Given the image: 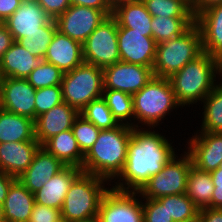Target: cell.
I'll return each instance as SVG.
<instances>
[{
    "instance_id": "cell-1",
    "label": "cell",
    "mask_w": 222,
    "mask_h": 222,
    "mask_svg": "<svg viewBox=\"0 0 222 222\" xmlns=\"http://www.w3.org/2000/svg\"><path fill=\"white\" fill-rule=\"evenodd\" d=\"M173 150L168 140L155 131H143L134 127L125 166L118 176L125 180V184L119 182V185L112 188L139 191L152 175L159 173L164 165L176 156Z\"/></svg>"
},
{
    "instance_id": "cell-2",
    "label": "cell",
    "mask_w": 222,
    "mask_h": 222,
    "mask_svg": "<svg viewBox=\"0 0 222 222\" xmlns=\"http://www.w3.org/2000/svg\"><path fill=\"white\" fill-rule=\"evenodd\" d=\"M130 123L120 124L113 129L101 130L98 139L84 155L82 170L106 180L118 177L128 154V144L134 127Z\"/></svg>"
},
{
    "instance_id": "cell-3",
    "label": "cell",
    "mask_w": 222,
    "mask_h": 222,
    "mask_svg": "<svg viewBox=\"0 0 222 222\" xmlns=\"http://www.w3.org/2000/svg\"><path fill=\"white\" fill-rule=\"evenodd\" d=\"M215 57L203 52L169 79L180 106L202 101L216 86ZM216 73V74H215Z\"/></svg>"
},
{
    "instance_id": "cell-4",
    "label": "cell",
    "mask_w": 222,
    "mask_h": 222,
    "mask_svg": "<svg viewBox=\"0 0 222 222\" xmlns=\"http://www.w3.org/2000/svg\"><path fill=\"white\" fill-rule=\"evenodd\" d=\"M202 53L201 32L194 23L182 35L157 44L153 74L168 79Z\"/></svg>"
},
{
    "instance_id": "cell-5",
    "label": "cell",
    "mask_w": 222,
    "mask_h": 222,
    "mask_svg": "<svg viewBox=\"0 0 222 222\" xmlns=\"http://www.w3.org/2000/svg\"><path fill=\"white\" fill-rule=\"evenodd\" d=\"M104 178L82 172L70 186L61 209L62 219L80 221L97 217L104 194Z\"/></svg>"
},
{
    "instance_id": "cell-6",
    "label": "cell",
    "mask_w": 222,
    "mask_h": 222,
    "mask_svg": "<svg viewBox=\"0 0 222 222\" xmlns=\"http://www.w3.org/2000/svg\"><path fill=\"white\" fill-rule=\"evenodd\" d=\"M132 99L134 118L152 127L171 109L180 106L169 79L155 76L140 91L133 94Z\"/></svg>"
},
{
    "instance_id": "cell-7",
    "label": "cell",
    "mask_w": 222,
    "mask_h": 222,
    "mask_svg": "<svg viewBox=\"0 0 222 222\" xmlns=\"http://www.w3.org/2000/svg\"><path fill=\"white\" fill-rule=\"evenodd\" d=\"M61 87L63 101L80 113L91 101L102 97L103 68L83 63L64 73Z\"/></svg>"
},
{
    "instance_id": "cell-8",
    "label": "cell",
    "mask_w": 222,
    "mask_h": 222,
    "mask_svg": "<svg viewBox=\"0 0 222 222\" xmlns=\"http://www.w3.org/2000/svg\"><path fill=\"white\" fill-rule=\"evenodd\" d=\"M117 33L118 23L110 15L82 44L84 63L105 68L121 61Z\"/></svg>"
},
{
    "instance_id": "cell-9",
    "label": "cell",
    "mask_w": 222,
    "mask_h": 222,
    "mask_svg": "<svg viewBox=\"0 0 222 222\" xmlns=\"http://www.w3.org/2000/svg\"><path fill=\"white\" fill-rule=\"evenodd\" d=\"M186 154L182 159L174 156L169 160L159 173L149 178L138 193L149 199L186 193L187 178L193 165L190 155Z\"/></svg>"
},
{
    "instance_id": "cell-10",
    "label": "cell",
    "mask_w": 222,
    "mask_h": 222,
    "mask_svg": "<svg viewBox=\"0 0 222 222\" xmlns=\"http://www.w3.org/2000/svg\"><path fill=\"white\" fill-rule=\"evenodd\" d=\"M135 194L138 191L108 189L99 206V222H144L143 202Z\"/></svg>"
},
{
    "instance_id": "cell-11",
    "label": "cell",
    "mask_w": 222,
    "mask_h": 222,
    "mask_svg": "<svg viewBox=\"0 0 222 222\" xmlns=\"http://www.w3.org/2000/svg\"><path fill=\"white\" fill-rule=\"evenodd\" d=\"M154 77L152 68L119 61L103 68L104 90L140 91Z\"/></svg>"
},
{
    "instance_id": "cell-12",
    "label": "cell",
    "mask_w": 222,
    "mask_h": 222,
    "mask_svg": "<svg viewBox=\"0 0 222 222\" xmlns=\"http://www.w3.org/2000/svg\"><path fill=\"white\" fill-rule=\"evenodd\" d=\"M107 17L102 10L71 5L55 21L57 23V30L83 44L88 36Z\"/></svg>"
},
{
    "instance_id": "cell-13",
    "label": "cell",
    "mask_w": 222,
    "mask_h": 222,
    "mask_svg": "<svg viewBox=\"0 0 222 222\" xmlns=\"http://www.w3.org/2000/svg\"><path fill=\"white\" fill-rule=\"evenodd\" d=\"M35 92L27 79L0 78L1 108L34 121Z\"/></svg>"
},
{
    "instance_id": "cell-14",
    "label": "cell",
    "mask_w": 222,
    "mask_h": 222,
    "mask_svg": "<svg viewBox=\"0 0 222 222\" xmlns=\"http://www.w3.org/2000/svg\"><path fill=\"white\" fill-rule=\"evenodd\" d=\"M117 38L122 62L152 68L157 47L152 36H145V33L131 28H118Z\"/></svg>"
},
{
    "instance_id": "cell-15",
    "label": "cell",
    "mask_w": 222,
    "mask_h": 222,
    "mask_svg": "<svg viewBox=\"0 0 222 222\" xmlns=\"http://www.w3.org/2000/svg\"><path fill=\"white\" fill-rule=\"evenodd\" d=\"M190 140L188 154L196 168L211 172L222 162V132H201Z\"/></svg>"
},
{
    "instance_id": "cell-16",
    "label": "cell",
    "mask_w": 222,
    "mask_h": 222,
    "mask_svg": "<svg viewBox=\"0 0 222 222\" xmlns=\"http://www.w3.org/2000/svg\"><path fill=\"white\" fill-rule=\"evenodd\" d=\"M43 61L55 65L63 73L70 72L84 63L82 44L56 30Z\"/></svg>"
},
{
    "instance_id": "cell-17",
    "label": "cell",
    "mask_w": 222,
    "mask_h": 222,
    "mask_svg": "<svg viewBox=\"0 0 222 222\" xmlns=\"http://www.w3.org/2000/svg\"><path fill=\"white\" fill-rule=\"evenodd\" d=\"M51 18L36 0H23L19 8L4 22L14 41L39 31Z\"/></svg>"
},
{
    "instance_id": "cell-18",
    "label": "cell",
    "mask_w": 222,
    "mask_h": 222,
    "mask_svg": "<svg viewBox=\"0 0 222 222\" xmlns=\"http://www.w3.org/2000/svg\"><path fill=\"white\" fill-rule=\"evenodd\" d=\"M64 167L65 165L59 159L40 146L30 166L17 180L31 193H34L42 188L50 178L60 172Z\"/></svg>"
},
{
    "instance_id": "cell-19",
    "label": "cell",
    "mask_w": 222,
    "mask_h": 222,
    "mask_svg": "<svg viewBox=\"0 0 222 222\" xmlns=\"http://www.w3.org/2000/svg\"><path fill=\"white\" fill-rule=\"evenodd\" d=\"M78 115L79 112L65 102L53 107L35 119V138L42 145L52 136L72 129Z\"/></svg>"
},
{
    "instance_id": "cell-20",
    "label": "cell",
    "mask_w": 222,
    "mask_h": 222,
    "mask_svg": "<svg viewBox=\"0 0 222 222\" xmlns=\"http://www.w3.org/2000/svg\"><path fill=\"white\" fill-rule=\"evenodd\" d=\"M82 172L79 167L65 166L34 192L35 203L61 210L70 186Z\"/></svg>"
},
{
    "instance_id": "cell-21",
    "label": "cell",
    "mask_w": 222,
    "mask_h": 222,
    "mask_svg": "<svg viewBox=\"0 0 222 222\" xmlns=\"http://www.w3.org/2000/svg\"><path fill=\"white\" fill-rule=\"evenodd\" d=\"M40 146L38 141L1 143L0 170L18 178L30 166Z\"/></svg>"
},
{
    "instance_id": "cell-22",
    "label": "cell",
    "mask_w": 222,
    "mask_h": 222,
    "mask_svg": "<svg viewBox=\"0 0 222 222\" xmlns=\"http://www.w3.org/2000/svg\"><path fill=\"white\" fill-rule=\"evenodd\" d=\"M203 52L215 57L222 52V4L213 5L195 17Z\"/></svg>"
},
{
    "instance_id": "cell-23",
    "label": "cell",
    "mask_w": 222,
    "mask_h": 222,
    "mask_svg": "<svg viewBox=\"0 0 222 222\" xmlns=\"http://www.w3.org/2000/svg\"><path fill=\"white\" fill-rule=\"evenodd\" d=\"M42 61L15 41L0 59V78L26 79Z\"/></svg>"
},
{
    "instance_id": "cell-24",
    "label": "cell",
    "mask_w": 222,
    "mask_h": 222,
    "mask_svg": "<svg viewBox=\"0 0 222 222\" xmlns=\"http://www.w3.org/2000/svg\"><path fill=\"white\" fill-rule=\"evenodd\" d=\"M34 204V193L16 179L9 187L3 203L6 222H28Z\"/></svg>"
},
{
    "instance_id": "cell-25",
    "label": "cell",
    "mask_w": 222,
    "mask_h": 222,
    "mask_svg": "<svg viewBox=\"0 0 222 222\" xmlns=\"http://www.w3.org/2000/svg\"><path fill=\"white\" fill-rule=\"evenodd\" d=\"M118 28H131L145 36H152V15L147 11L142 0H126L112 11Z\"/></svg>"
},
{
    "instance_id": "cell-26",
    "label": "cell",
    "mask_w": 222,
    "mask_h": 222,
    "mask_svg": "<svg viewBox=\"0 0 222 222\" xmlns=\"http://www.w3.org/2000/svg\"><path fill=\"white\" fill-rule=\"evenodd\" d=\"M37 141L34 120L0 109V144Z\"/></svg>"
},
{
    "instance_id": "cell-27",
    "label": "cell",
    "mask_w": 222,
    "mask_h": 222,
    "mask_svg": "<svg viewBox=\"0 0 222 222\" xmlns=\"http://www.w3.org/2000/svg\"><path fill=\"white\" fill-rule=\"evenodd\" d=\"M41 146L52 153L65 166L82 168L84 154L77 144L72 129L52 136Z\"/></svg>"
},
{
    "instance_id": "cell-28",
    "label": "cell",
    "mask_w": 222,
    "mask_h": 222,
    "mask_svg": "<svg viewBox=\"0 0 222 222\" xmlns=\"http://www.w3.org/2000/svg\"><path fill=\"white\" fill-rule=\"evenodd\" d=\"M213 191L211 173L192 165L187 178V196L199 209L211 208Z\"/></svg>"
},
{
    "instance_id": "cell-29",
    "label": "cell",
    "mask_w": 222,
    "mask_h": 222,
    "mask_svg": "<svg viewBox=\"0 0 222 222\" xmlns=\"http://www.w3.org/2000/svg\"><path fill=\"white\" fill-rule=\"evenodd\" d=\"M194 23L195 18L152 17V37L158 44L182 35Z\"/></svg>"
},
{
    "instance_id": "cell-30",
    "label": "cell",
    "mask_w": 222,
    "mask_h": 222,
    "mask_svg": "<svg viewBox=\"0 0 222 222\" xmlns=\"http://www.w3.org/2000/svg\"><path fill=\"white\" fill-rule=\"evenodd\" d=\"M152 17L195 18L191 0H142Z\"/></svg>"
},
{
    "instance_id": "cell-31",
    "label": "cell",
    "mask_w": 222,
    "mask_h": 222,
    "mask_svg": "<svg viewBox=\"0 0 222 222\" xmlns=\"http://www.w3.org/2000/svg\"><path fill=\"white\" fill-rule=\"evenodd\" d=\"M204 104L202 132H222V87L217 85L202 101Z\"/></svg>"
},
{
    "instance_id": "cell-32",
    "label": "cell",
    "mask_w": 222,
    "mask_h": 222,
    "mask_svg": "<svg viewBox=\"0 0 222 222\" xmlns=\"http://www.w3.org/2000/svg\"><path fill=\"white\" fill-rule=\"evenodd\" d=\"M56 30V21L50 19L45 25L39 28V31L25 34V37L18 39L17 42L32 55L44 58Z\"/></svg>"
},
{
    "instance_id": "cell-33",
    "label": "cell",
    "mask_w": 222,
    "mask_h": 222,
    "mask_svg": "<svg viewBox=\"0 0 222 222\" xmlns=\"http://www.w3.org/2000/svg\"><path fill=\"white\" fill-rule=\"evenodd\" d=\"M79 114L101 130L113 129L120 125L102 97L91 101Z\"/></svg>"
},
{
    "instance_id": "cell-34",
    "label": "cell",
    "mask_w": 222,
    "mask_h": 222,
    "mask_svg": "<svg viewBox=\"0 0 222 222\" xmlns=\"http://www.w3.org/2000/svg\"><path fill=\"white\" fill-rule=\"evenodd\" d=\"M102 98L106 101L112 115L120 124L134 116L132 95L119 90H104Z\"/></svg>"
},
{
    "instance_id": "cell-35",
    "label": "cell",
    "mask_w": 222,
    "mask_h": 222,
    "mask_svg": "<svg viewBox=\"0 0 222 222\" xmlns=\"http://www.w3.org/2000/svg\"><path fill=\"white\" fill-rule=\"evenodd\" d=\"M199 208L186 193L167 196V212L174 222H185L199 215Z\"/></svg>"
},
{
    "instance_id": "cell-36",
    "label": "cell",
    "mask_w": 222,
    "mask_h": 222,
    "mask_svg": "<svg viewBox=\"0 0 222 222\" xmlns=\"http://www.w3.org/2000/svg\"><path fill=\"white\" fill-rule=\"evenodd\" d=\"M64 73L55 65L42 61L26 78L29 84L35 88L61 86Z\"/></svg>"
},
{
    "instance_id": "cell-37",
    "label": "cell",
    "mask_w": 222,
    "mask_h": 222,
    "mask_svg": "<svg viewBox=\"0 0 222 222\" xmlns=\"http://www.w3.org/2000/svg\"><path fill=\"white\" fill-rule=\"evenodd\" d=\"M72 131L81 152L85 155L98 139L101 129L79 114L73 122Z\"/></svg>"
},
{
    "instance_id": "cell-38",
    "label": "cell",
    "mask_w": 222,
    "mask_h": 222,
    "mask_svg": "<svg viewBox=\"0 0 222 222\" xmlns=\"http://www.w3.org/2000/svg\"><path fill=\"white\" fill-rule=\"evenodd\" d=\"M62 87L51 86L36 89L35 92V119L51 110L53 107L63 103Z\"/></svg>"
},
{
    "instance_id": "cell-39",
    "label": "cell",
    "mask_w": 222,
    "mask_h": 222,
    "mask_svg": "<svg viewBox=\"0 0 222 222\" xmlns=\"http://www.w3.org/2000/svg\"><path fill=\"white\" fill-rule=\"evenodd\" d=\"M142 208L144 222H174L167 212V196L159 199L146 198Z\"/></svg>"
},
{
    "instance_id": "cell-40",
    "label": "cell",
    "mask_w": 222,
    "mask_h": 222,
    "mask_svg": "<svg viewBox=\"0 0 222 222\" xmlns=\"http://www.w3.org/2000/svg\"><path fill=\"white\" fill-rule=\"evenodd\" d=\"M61 218V210L35 203L28 222H58Z\"/></svg>"
},
{
    "instance_id": "cell-41",
    "label": "cell",
    "mask_w": 222,
    "mask_h": 222,
    "mask_svg": "<svg viewBox=\"0 0 222 222\" xmlns=\"http://www.w3.org/2000/svg\"><path fill=\"white\" fill-rule=\"evenodd\" d=\"M38 4L44 9L46 14L56 20L62 13H64L70 6V0H36Z\"/></svg>"
},
{
    "instance_id": "cell-42",
    "label": "cell",
    "mask_w": 222,
    "mask_h": 222,
    "mask_svg": "<svg viewBox=\"0 0 222 222\" xmlns=\"http://www.w3.org/2000/svg\"><path fill=\"white\" fill-rule=\"evenodd\" d=\"M23 0H0V21L4 23L21 5Z\"/></svg>"
},
{
    "instance_id": "cell-43",
    "label": "cell",
    "mask_w": 222,
    "mask_h": 222,
    "mask_svg": "<svg viewBox=\"0 0 222 222\" xmlns=\"http://www.w3.org/2000/svg\"><path fill=\"white\" fill-rule=\"evenodd\" d=\"M211 176L214 184L211 208L222 209V174H211Z\"/></svg>"
},
{
    "instance_id": "cell-44",
    "label": "cell",
    "mask_w": 222,
    "mask_h": 222,
    "mask_svg": "<svg viewBox=\"0 0 222 222\" xmlns=\"http://www.w3.org/2000/svg\"><path fill=\"white\" fill-rule=\"evenodd\" d=\"M71 5L85 6L102 10L107 16L112 15V10L106 5L104 0H70Z\"/></svg>"
},
{
    "instance_id": "cell-45",
    "label": "cell",
    "mask_w": 222,
    "mask_h": 222,
    "mask_svg": "<svg viewBox=\"0 0 222 222\" xmlns=\"http://www.w3.org/2000/svg\"><path fill=\"white\" fill-rule=\"evenodd\" d=\"M14 38L4 23L0 24V59L2 55L12 46Z\"/></svg>"
},
{
    "instance_id": "cell-46",
    "label": "cell",
    "mask_w": 222,
    "mask_h": 222,
    "mask_svg": "<svg viewBox=\"0 0 222 222\" xmlns=\"http://www.w3.org/2000/svg\"><path fill=\"white\" fill-rule=\"evenodd\" d=\"M201 222H222L221 208H204L199 210Z\"/></svg>"
},
{
    "instance_id": "cell-47",
    "label": "cell",
    "mask_w": 222,
    "mask_h": 222,
    "mask_svg": "<svg viewBox=\"0 0 222 222\" xmlns=\"http://www.w3.org/2000/svg\"><path fill=\"white\" fill-rule=\"evenodd\" d=\"M17 178L0 170V204L3 205L9 187Z\"/></svg>"
},
{
    "instance_id": "cell-48",
    "label": "cell",
    "mask_w": 222,
    "mask_h": 222,
    "mask_svg": "<svg viewBox=\"0 0 222 222\" xmlns=\"http://www.w3.org/2000/svg\"><path fill=\"white\" fill-rule=\"evenodd\" d=\"M217 4H222V0H191V10L193 16L196 17L205 9Z\"/></svg>"
},
{
    "instance_id": "cell-49",
    "label": "cell",
    "mask_w": 222,
    "mask_h": 222,
    "mask_svg": "<svg viewBox=\"0 0 222 222\" xmlns=\"http://www.w3.org/2000/svg\"><path fill=\"white\" fill-rule=\"evenodd\" d=\"M215 62H216V72H218V74L220 76H222V52L219 53L217 56H215ZM219 86L222 87V83L218 84Z\"/></svg>"
},
{
    "instance_id": "cell-50",
    "label": "cell",
    "mask_w": 222,
    "mask_h": 222,
    "mask_svg": "<svg viewBox=\"0 0 222 222\" xmlns=\"http://www.w3.org/2000/svg\"><path fill=\"white\" fill-rule=\"evenodd\" d=\"M126 0H104L106 5L113 11L117 6L123 4Z\"/></svg>"
},
{
    "instance_id": "cell-51",
    "label": "cell",
    "mask_w": 222,
    "mask_h": 222,
    "mask_svg": "<svg viewBox=\"0 0 222 222\" xmlns=\"http://www.w3.org/2000/svg\"><path fill=\"white\" fill-rule=\"evenodd\" d=\"M74 222H99V220H98V217H92V218H89V219L74 221Z\"/></svg>"
},
{
    "instance_id": "cell-52",
    "label": "cell",
    "mask_w": 222,
    "mask_h": 222,
    "mask_svg": "<svg viewBox=\"0 0 222 222\" xmlns=\"http://www.w3.org/2000/svg\"><path fill=\"white\" fill-rule=\"evenodd\" d=\"M0 222H6L4 218L3 205L0 204Z\"/></svg>"
},
{
    "instance_id": "cell-53",
    "label": "cell",
    "mask_w": 222,
    "mask_h": 222,
    "mask_svg": "<svg viewBox=\"0 0 222 222\" xmlns=\"http://www.w3.org/2000/svg\"><path fill=\"white\" fill-rule=\"evenodd\" d=\"M211 174H222V162L219 165V168L210 172Z\"/></svg>"
},
{
    "instance_id": "cell-54",
    "label": "cell",
    "mask_w": 222,
    "mask_h": 222,
    "mask_svg": "<svg viewBox=\"0 0 222 222\" xmlns=\"http://www.w3.org/2000/svg\"><path fill=\"white\" fill-rule=\"evenodd\" d=\"M185 222H201V218L200 216L198 215L196 218L192 219V220H189V221H185Z\"/></svg>"
},
{
    "instance_id": "cell-55",
    "label": "cell",
    "mask_w": 222,
    "mask_h": 222,
    "mask_svg": "<svg viewBox=\"0 0 222 222\" xmlns=\"http://www.w3.org/2000/svg\"><path fill=\"white\" fill-rule=\"evenodd\" d=\"M58 222H73V221H68V220H65V219H60Z\"/></svg>"
}]
</instances>
